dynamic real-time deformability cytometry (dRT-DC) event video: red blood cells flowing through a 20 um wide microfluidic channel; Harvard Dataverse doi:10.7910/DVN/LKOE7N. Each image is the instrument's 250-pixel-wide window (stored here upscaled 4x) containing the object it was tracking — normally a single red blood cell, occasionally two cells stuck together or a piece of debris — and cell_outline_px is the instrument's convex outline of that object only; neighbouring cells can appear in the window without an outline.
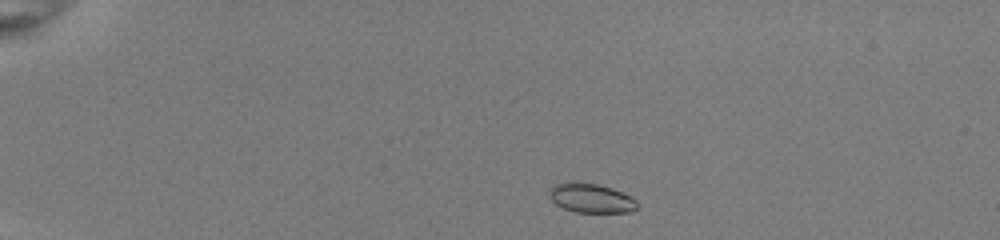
{"species": "common noctule bat (a hibernating species)", "species_latin": "Nyctalus noctula", "temperature_condition": "room temperature", "stored_images_in_passage": 41, "camera_frame_rate_fps": 3000, "um_per_image_px": 0.085, "animal": {"sex": "female", "body_mass_g": 22.0, "forearm_length_mm": 56.7}, "frame": {"image": 1, "passage_image": 1, "time_ms": 0.0, "image_size_px": [1000, 240], "cell_outline_px": [[636, 208], [632, 212], [576, 212], [564, 208], [556, 204], [548, 196], [548, 192], [556, 184], [596, 184], [612, 188], [632, 196], [636, 200]], "centroid_in_image_um": [50.28, 16.87], "position_along_channel_um": 34.7, "area_um2": 14.51}}
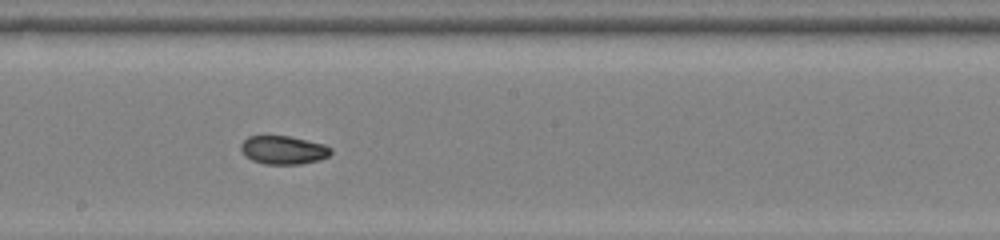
{"frame": {"image": 2, "passage_image": 21, "time_ms": 6.667, "image_size_px": [1000, 240], "cell_outline_px": [[332, 152], [328, 156], [320, 160], [300, 164], [264, 164], [252, 160], [244, 156], [240, 148], [240, 144], [248, 136], [288, 136], [324, 144], [332, 148]], "centroid_in_image_um": [24.07, 12.76], "position_along_channel_um": 224.1, "area_um2": 14.97}}
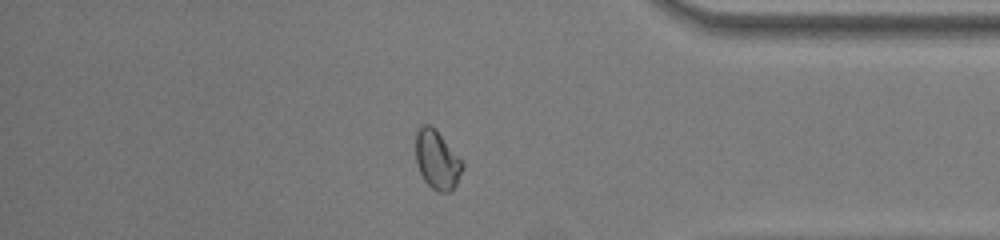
{"frame": {"image": 3, "passage_image": 35, "time_ms": 11.333, "image_size_px": [1000, 240], "cell_outline_px": [[464, 168], [456, 184], [448, 192], [440, 192], [432, 188], [424, 180], [420, 172], [416, 160], [416, 132], [424, 124], [428, 124], [436, 128], [464, 164]], "centroid_in_image_um": [37.15, 13.57], "position_along_channel_um": 398.0, "area_um2": 15.84}, "authors_computed_cell_mechanics": {"area_um2": 15.3748, "velocity_mm_per_s": 4.0239, "shape_relaxation_time_tau1_ms": 6.4085, "shape_relaxation_time_tau2_ms": 2.0209, "deformation_change_tau1": 0.1767, "deformation_change_tau2": 0.0485}}